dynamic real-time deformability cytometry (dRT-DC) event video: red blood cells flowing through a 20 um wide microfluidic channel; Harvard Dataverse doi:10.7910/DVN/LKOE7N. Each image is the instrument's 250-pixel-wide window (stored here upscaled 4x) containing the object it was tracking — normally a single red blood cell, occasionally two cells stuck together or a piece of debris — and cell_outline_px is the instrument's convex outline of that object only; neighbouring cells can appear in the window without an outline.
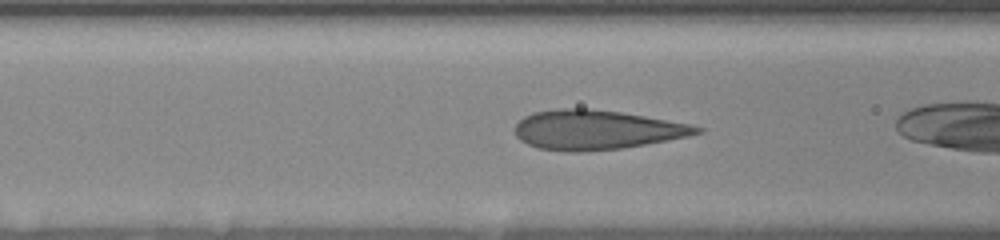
{"species": "human", "species_latin": "Homo sapiens", "temperature_condition": "room temperature", "stored_images_in_passage": 32, "camera_frame_rate_fps": 3000, "um_per_image_px": 0.085, "donor": {"sex": "female"}, "frame": {"image": 1, "passage_image": 13, "time_ms": 6.0, "image_size_px": [1000, 240], "cell_outline_px": [[704, 132], [688, 136], [644, 144], [620, 148], [576, 152], [568, 152], [536, 148], [520, 140], [516, 136], [516, 124], [524, 116], [532, 112], [560, 108], [592, 108], [620, 112], [692, 124], [704, 128]], "centroid_in_image_um": [50.68, 11.03], "position_along_channel_um": 115.9, "area_um2": 41.79}}
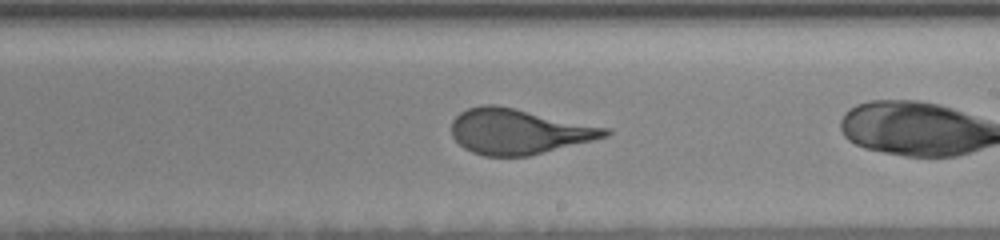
{"frame": {"image": 2, "passage_image": 24, "time_ms": 9.667, "image_size_px": [1000, 240], "cell_outline_px": [[612, 132], [608, 136], [528, 156], [484, 156], [472, 152], [464, 148], [452, 136], [452, 120], [460, 112], [468, 108], [484, 104], [496, 104], [612, 128]], "centroid_in_image_um": [44.1, 11.16], "position_along_channel_um": 244.9, "area_um2": 40.63}}
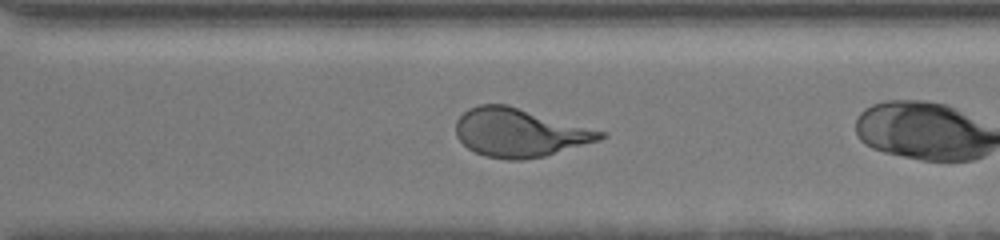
{"frame": {"image": 3, "passage_image": 30, "time_ms": 12.0, "image_size_px": [1000, 240], "cell_outline_px": [[608, 136], [600, 140], [544, 156], [520, 160], [508, 160], [484, 156], [468, 148], [456, 136], [456, 120], [468, 108], [480, 104], [508, 104], [608, 132]], "centroid_in_image_um": [44.18, 11.26], "position_along_channel_um": 326.4, "area_um2": 41.04}}